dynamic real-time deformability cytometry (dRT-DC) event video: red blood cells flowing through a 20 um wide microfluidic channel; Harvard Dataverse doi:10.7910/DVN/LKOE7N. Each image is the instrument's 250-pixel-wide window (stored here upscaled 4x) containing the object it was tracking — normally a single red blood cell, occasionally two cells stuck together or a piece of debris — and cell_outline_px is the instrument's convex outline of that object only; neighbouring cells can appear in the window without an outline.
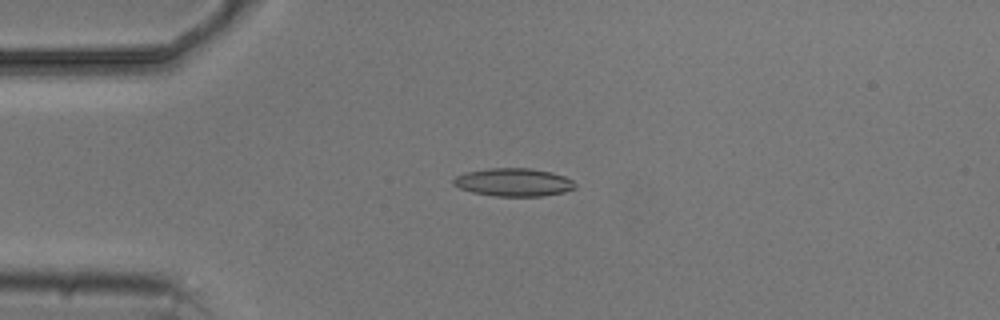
{"species": "common noctule bat (a hibernating species)", "species_latin": "Nyctalus noctula", "temperature_condition": "cold", "stored_images_in_passage": 5, "camera_frame_rate_fps": 3000, "um_per_image_px": 0.085, "animal": {"sex": "male", "body_mass_g": 20.5, "forearm_length_mm": 52.5}, "frame": {"image": 1, "passage_image": 4, "time_ms": 3.667, "image_size_px": [1000, 320], "cell_outline_px": [[576, 188], [564, 192], [540, 196], [492, 196], [472, 192], [460, 188], [452, 184], [452, 180], [456, 176], [464, 172], [488, 168], [528, 168], [552, 172], [564, 176], [572, 180], [576, 184]], "centroid_in_image_um": [43.63, 15.49], "position_along_channel_um": 41.4, "area_um2": 20.0}}